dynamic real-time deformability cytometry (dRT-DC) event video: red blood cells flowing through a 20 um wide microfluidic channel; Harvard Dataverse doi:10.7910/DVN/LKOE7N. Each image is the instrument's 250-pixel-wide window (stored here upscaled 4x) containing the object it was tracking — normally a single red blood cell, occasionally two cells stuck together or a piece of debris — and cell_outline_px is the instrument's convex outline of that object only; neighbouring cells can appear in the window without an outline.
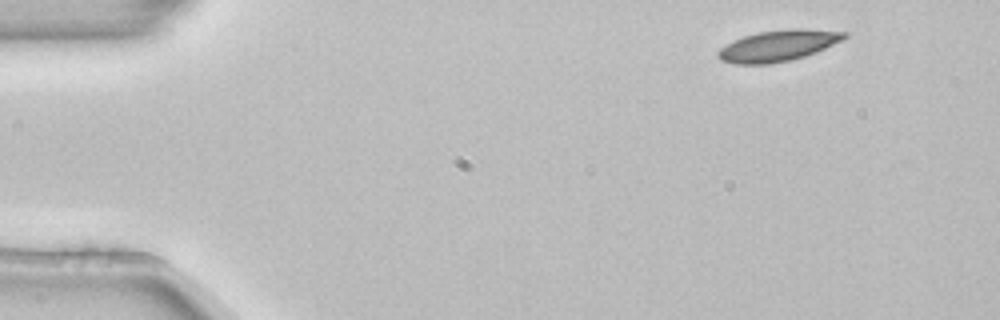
{"species": "common noctule bat (a hibernating species)", "species_latin": "Nyctalus noctula", "temperature_condition": "room temperature", "stored_images_in_passage": 2, "camera_frame_rate_fps": 3000, "um_per_image_px": 0.085, "animal": {"sex": "female", "body_mass_g": 22.7, "forearm_length_mm": 54.2}, "frame": {"image": 1, "passage_image": 1, "time_ms": 0.0, "image_size_px": [1000, 320], "cell_outline_px": [[848, 36], [816, 52], [804, 56], [788, 60], [768, 64], [736, 64], [720, 60], [716, 56], [716, 52], [720, 48], [744, 36], [760, 32], [792, 28], [804, 28], [848, 32]], "centroid_in_image_um": [66.13, 3.88], "position_along_channel_um": 18.9, "area_um2": 22.6}}